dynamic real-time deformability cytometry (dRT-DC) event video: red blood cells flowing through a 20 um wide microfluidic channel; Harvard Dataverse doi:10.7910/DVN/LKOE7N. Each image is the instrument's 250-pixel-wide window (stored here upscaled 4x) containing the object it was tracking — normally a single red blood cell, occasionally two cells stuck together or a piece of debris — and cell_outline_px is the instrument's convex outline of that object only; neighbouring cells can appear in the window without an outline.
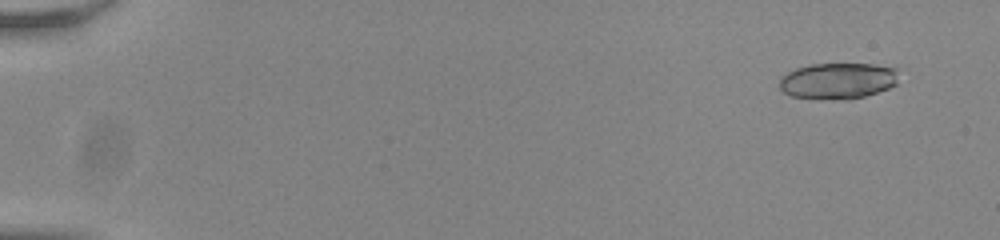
{"species": "common noctule bat (a hibernating species)", "species_latin": "Nyctalus noctula", "temperature_condition": "room temperature", "stored_images_in_passage": 55, "camera_frame_rate_fps": 3000, "um_per_image_px": 0.085, "animal": {"sex": "male", "body_mass_g": 20.0, "forearm_length_mm": 53.3}, "frame": {"image": 1, "passage_image": 4, "time_ms": 1.0, "image_size_px": [1000, 240], "cell_outline_px": [[900, 68], [896, 84], [888, 88], [864, 96], [844, 100], [792, 96], [784, 92], [780, 88], [780, 80], [788, 72], [796, 68], [808, 64], [872, 64]], "centroid_in_image_um": [71.26, 6.85], "position_along_channel_um": 13.7, "area_um2": 25.03}}
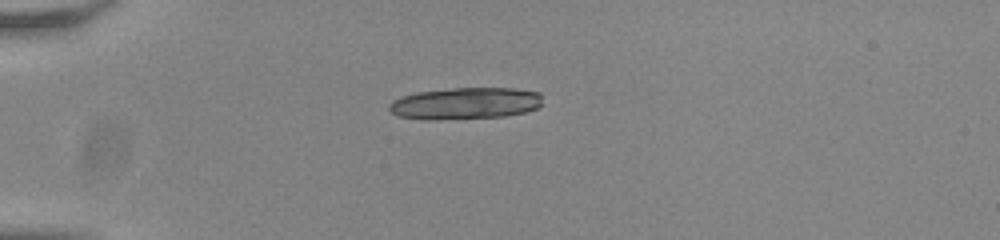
{"frame": {"image": 2, "passage_image": 16, "time_ms": 5.0, "image_size_px": [1000, 240], "cell_outline_px": [[544, 104], [536, 108], [524, 112], [504, 116], [432, 120], [424, 120], [396, 116], [388, 108], [388, 104], [392, 100], [400, 96], [416, 92], [452, 88], [512, 88], [540, 92]], "centroid_in_image_um": [39.52, 8.78], "position_along_channel_um": 45.5, "area_um2": 28.73}, "authors_computed_cell_mechanics": {"area_um2": 25.4898, "velocity_mm_per_s": 3.8167, "shape_relaxation_time_tau1_ms": null, "shape_relaxation_time_tau2_ms": 1.2513, "deformation_change_tau1": null, "deformation_change_tau2": 0.076}}